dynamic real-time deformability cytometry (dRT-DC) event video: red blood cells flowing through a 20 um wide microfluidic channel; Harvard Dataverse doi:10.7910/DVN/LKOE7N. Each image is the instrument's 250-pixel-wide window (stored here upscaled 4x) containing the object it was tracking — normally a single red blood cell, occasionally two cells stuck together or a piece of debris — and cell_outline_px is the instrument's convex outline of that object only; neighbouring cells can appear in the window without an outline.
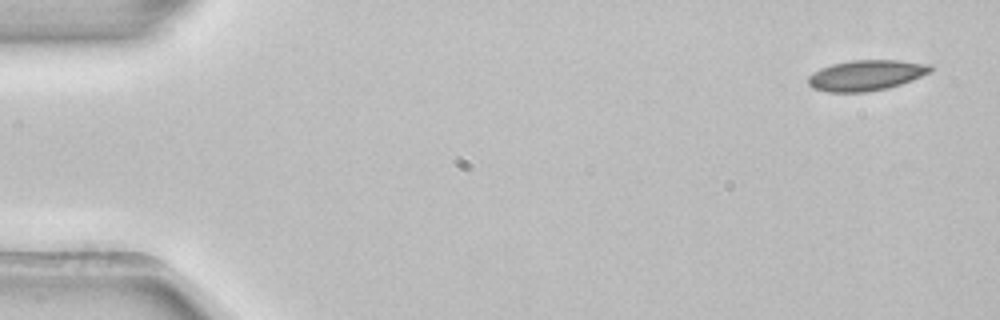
{"species": "common noctule bat (a hibernating species)", "species_latin": "Nyctalus noctula", "temperature_condition": "room temperature", "stored_images_in_passage": 3, "camera_frame_rate_fps": 3000, "um_per_image_px": 0.085, "animal": {"sex": "female", "body_mass_g": 22.7, "forearm_length_mm": 54.2}, "frame": {"image": 1, "passage_image": 1, "time_ms": 0.0, "image_size_px": [1000, 320], "cell_outline_px": [[932, 68], [928, 72], [912, 80], [888, 88], [868, 92], [828, 92], [812, 88], [808, 84], [808, 76], [820, 68], [832, 64], [852, 60], [896, 60], [932, 64]], "centroid_in_image_um": [73.59, 6.4], "position_along_channel_um": 11.4, "area_um2": 21.73}}
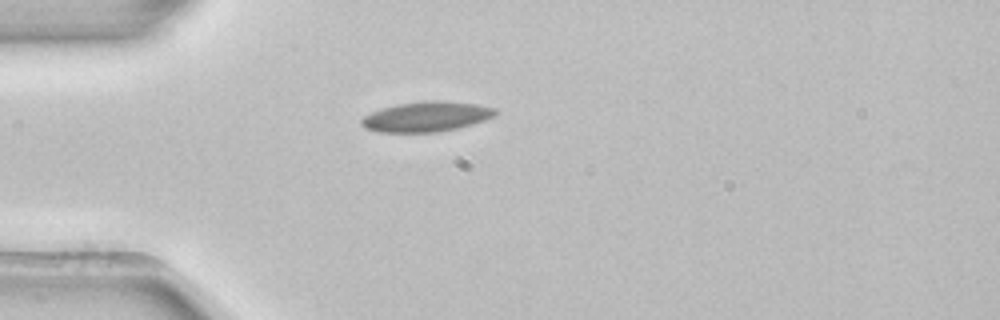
{"frame": {"image": 2, "passage_image": 3, "time_ms": 0.667, "image_size_px": [1000, 320], "cell_outline_px": [[496, 116], [472, 124], [456, 128], [436, 132], [380, 132], [364, 128], [360, 124], [360, 120], [364, 116], [372, 112], [384, 108], [400, 104], [432, 100], [444, 100], [476, 104], [496, 108]], "centroid_in_image_um": [36.26, 9.91], "position_along_channel_um": 48.7, "area_um2": 23.29}}